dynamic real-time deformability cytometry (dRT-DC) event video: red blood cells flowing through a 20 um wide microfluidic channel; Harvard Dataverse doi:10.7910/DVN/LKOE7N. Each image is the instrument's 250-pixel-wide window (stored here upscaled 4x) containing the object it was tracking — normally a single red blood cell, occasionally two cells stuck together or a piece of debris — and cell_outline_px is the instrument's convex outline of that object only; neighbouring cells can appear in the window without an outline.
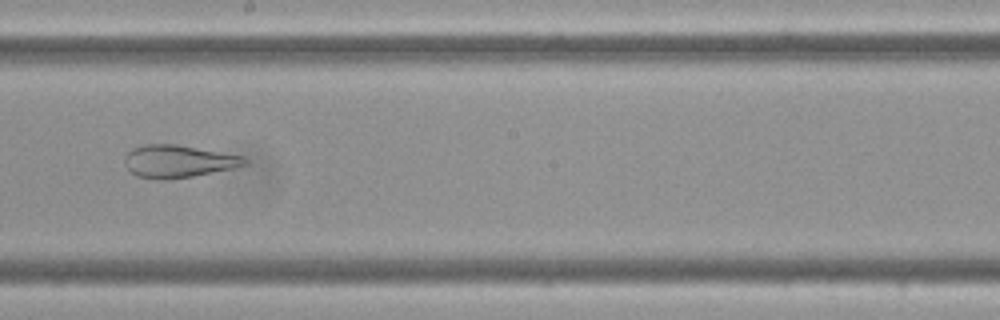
{"species": "Egyptian fruit bat (a non-hibernating species)", "species_latin": "Rousettus aegyptiacus", "temperature_condition": "cold", "stored_images_in_passage": 56, "camera_frame_rate_fps": 3000, "um_per_image_px": 0.085, "frame": {"image": 1, "passage_image": 33, "time_ms": 10.667, "image_size_px": [1000, 320], "cell_outline_px": [[248, 164], [232, 168], [192, 176], [164, 180], [156, 180], [136, 176], [124, 164], [124, 156], [132, 148], [144, 144], [176, 144], [244, 156], [248, 160]], "centroid_in_image_um": [15.12, 13.71], "position_along_channel_um": 233.1, "area_um2": 22.77}}
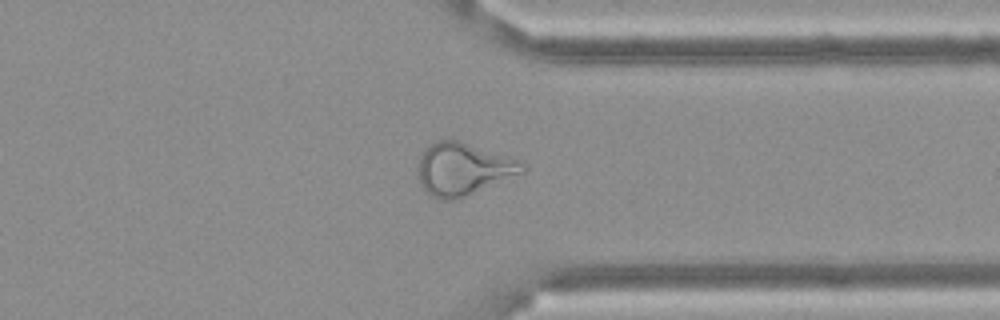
{"frame": {"image": 2, "passage_image": 45, "time_ms": 14.667, "image_size_px": [1000, 320], "cell_outline_px": [[524, 172], [460, 200], [440, 200], [432, 196], [420, 184], [420, 156], [424, 148], [428, 144], [440, 140], [460, 140], [524, 160]], "centroid_in_image_um": [39.43, 14.36], "position_along_channel_um": 372.0, "area_um2": 32.31}}
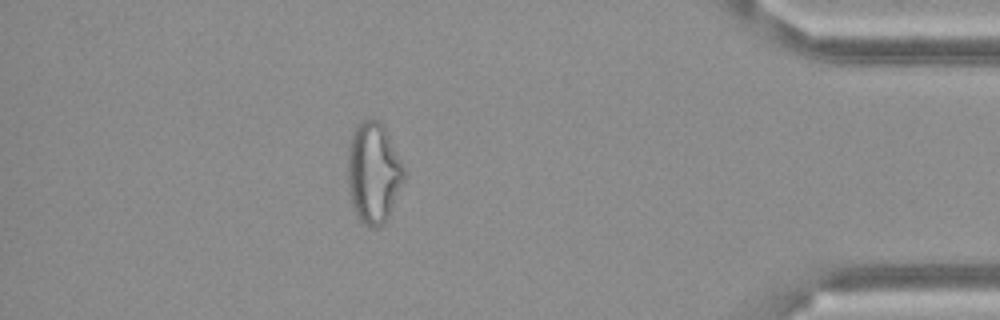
{"frame": {"image": 3, "passage_image": 51, "time_ms": 16.667, "image_size_px": [1000, 320], "cell_outline_px": [[404, 180], [388, 216], [376, 228], [372, 228], [364, 224], [356, 216], [348, 192], [348, 144], [352, 132], [356, 124], [360, 120], [372, 116], [380, 120], [384, 124], [404, 168]], "centroid_in_image_um": [31.71, 14.6], "position_along_channel_um": 403.5, "area_um2": 33.41}}